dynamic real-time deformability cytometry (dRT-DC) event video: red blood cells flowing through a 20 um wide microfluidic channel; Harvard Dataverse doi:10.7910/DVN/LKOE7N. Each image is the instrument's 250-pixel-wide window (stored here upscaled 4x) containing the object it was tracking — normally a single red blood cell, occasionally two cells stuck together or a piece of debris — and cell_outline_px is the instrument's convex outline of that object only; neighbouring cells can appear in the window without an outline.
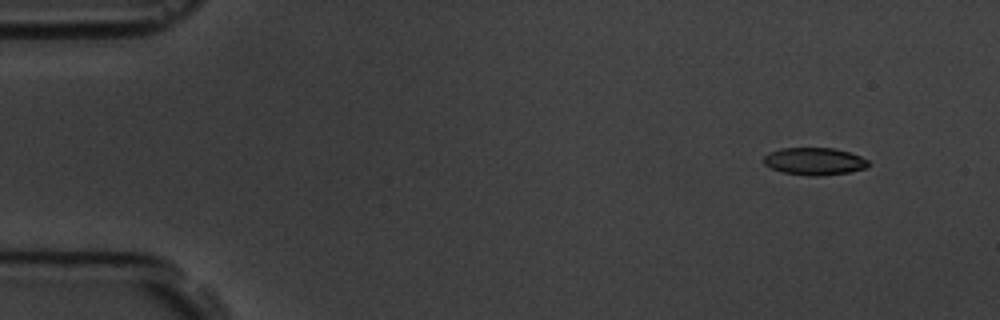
{"species": "common noctule bat (a hibernating species)", "species_latin": "Nyctalus noctula", "temperature_condition": "room temperature", "stored_images_in_passage": 5, "camera_frame_rate_fps": 3000, "um_per_image_px": 0.085, "animal": {"sex": "male", "body_mass_g": 19.5, "forearm_length_mm": 54.6}, "frame": {"image": 1, "passage_image": 1, "time_ms": 0.0, "image_size_px": [1000, 320], "cell_outline_px": [[868, 164], [864, 168], [848, 172], [820, 176], [808, 176], [780, 172], [764, 164], [764, 156], [768, 152], [780, 148], [832, 148], [848, 152], [860, 156], [868, 160]], "centroid_in_image_um": [69.17, 13.71], "position_along_channel_um": 15.8, "area_um2": 16.65}}
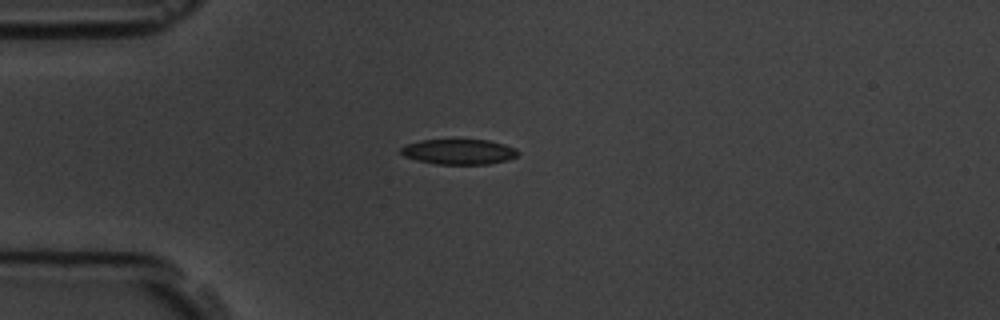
{"frame": {"image": 2, "passage_image": 3, "time_ms": 3.333, "image_size_px": [1000, 320], "cell_outline_px": [[520, 152], [516, 156], [508, 160], [488, 164], [436, 164], [416, 160], [404, 156], [400, 152], [400, 148], [408, 144], [420, 140], [488, 140], [504, 144], [516, 148]], "centroid_in_image_um": [39.02, 12.9], "position_along_channel_um": 46.0, "area_um2": 17.22}}
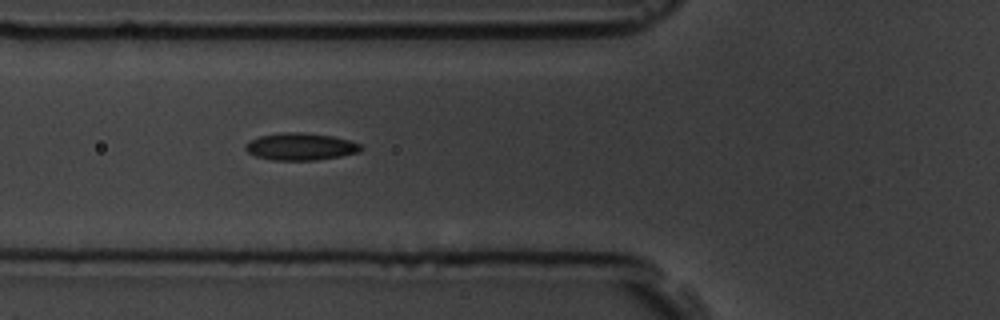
{"frame": {"image": 3, "passage_image": 5, "time_ms": 5.333, "image_size_px": [1000, 320], "cell_outline_px": [[364, 148], [360, 152], [340, 156], [316, 160], [272, 160], [256, 156], [248, 152], [244, 148], [244, 144], [248, 140], [260, 136], [284, 132], [304, 132], [332, 136], [348, 140], [360, 144]], "centroid_in_image_um": [25.53, 12.46], "position_along_channel_um": 100.3, "area_um2": 18.38}}